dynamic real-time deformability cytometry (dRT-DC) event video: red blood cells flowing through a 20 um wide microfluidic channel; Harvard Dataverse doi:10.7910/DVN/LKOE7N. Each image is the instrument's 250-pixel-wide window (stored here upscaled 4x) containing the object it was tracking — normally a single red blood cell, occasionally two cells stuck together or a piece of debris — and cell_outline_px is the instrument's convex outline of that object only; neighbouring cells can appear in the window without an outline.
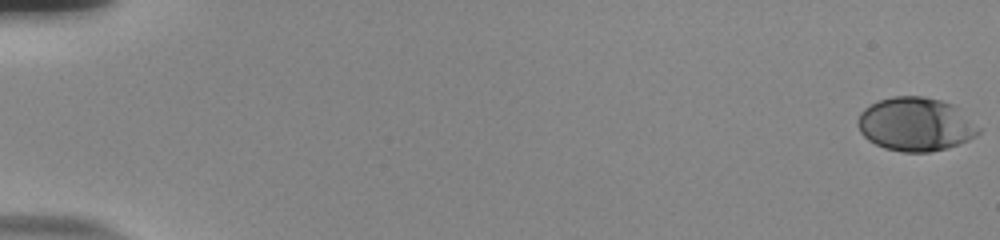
{"species": "human", "species_latin": "Homo sapiens", "temperature_condition": "room temperature", "stored_images_in_passage": 56, "camera_frame_rate_fps": 3000, "um_per_image_px": 0.085, "donor": {"sex": "male"}, "frame": {"image": 1, "passage_image": 1, "time_ms": 0.0, "image_size_px": [1000, 240], "cell_outline_px": [[980, 132], [976, 136], [968, 140], [948, 148], [928, 152], [904, 152], [884, 148], [868, 140], [860, 132], [856, 124], [856, 120], [860, 112], [864, 108], [880, 100], [892, 96], [924, 96], [940, 100], [952, 104], [980, 128]], "centroid_in_image_um": [77.79, 10.57], "position_along_channel_um": 7.2, "area_um2": 37.69}}
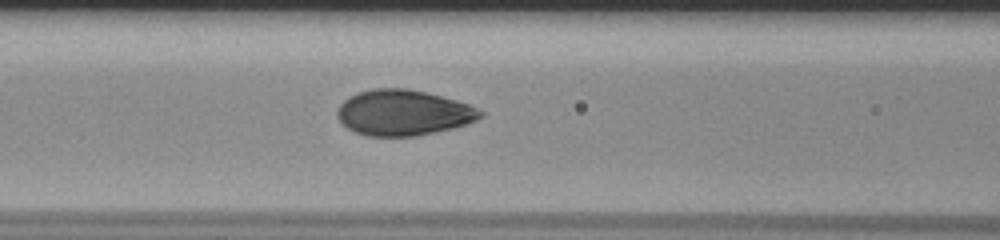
{"frame": {"image": 2, "passage_image": 26, "time_ms": 8.333, "image_size_px": [1000, 240], "cell_outline_px": [[484, 116], [476, 120], [452, 128], [416, 136], [368, 136], [356, 132], [348, 128], [336, 116], [336, 112], [340, 104], [344, 100], [356, 92], [372, 88], [408, 88], [428, 92], [456, 100], [468, 104], [484, 112]], "centroid_in_image_um": [34.27, 9.56], "position_along_channel_um": 132.3, "area_um2": 38.09}}
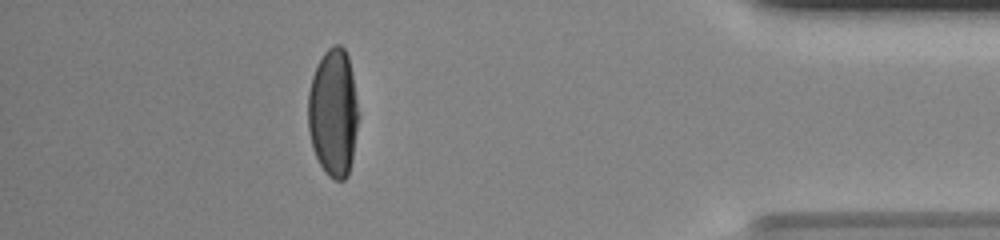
{"frame": {"image": 3, "passage_image": 51, "time_ms": 16.667, "image_size_px": [1000, 240], "cell_outline_px": [[360, 116], [352, 160], [348, 176], [344, 180], [336, 180], [328, 176], [324, 172], [312, 148], [308, 128], [308, 92], [312, 76], [324, 52], [332, 44], [340, 44], [344, 48], [348, 56]], "centroid_in_image_um": [28.34, 9.6], "position_along_channel_um": 406.9, "area_um2": 37.97}, "authors_computed_cell_mechanics": {"area_um2": 37.7145, "velocity_mm_per_s": 3.7508, "shape_relaxation_time_tau1_ms": 4.4485, "shape_relaxation_time_tau2_ms": null, "deformation_change_tau1": 0.2058, "deformation_change_tau2": null}}